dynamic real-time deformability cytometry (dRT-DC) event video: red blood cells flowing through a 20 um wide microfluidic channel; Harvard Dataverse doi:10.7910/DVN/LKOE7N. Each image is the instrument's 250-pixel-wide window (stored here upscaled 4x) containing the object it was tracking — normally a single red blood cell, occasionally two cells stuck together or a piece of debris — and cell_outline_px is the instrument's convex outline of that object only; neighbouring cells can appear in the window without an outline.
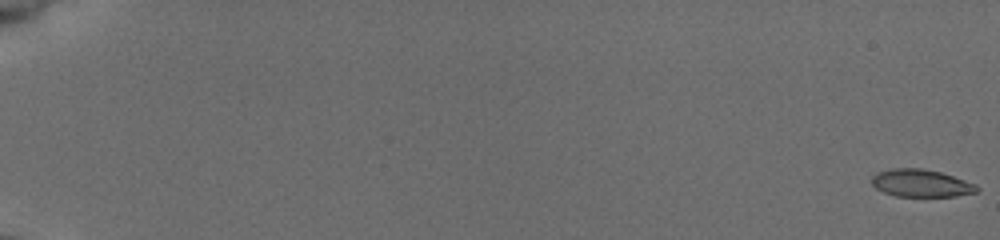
{"species": "common noctule bat (a hibernating species)", "species_latin": "Nyctalus noctula", "temperature_condition": "cold", "stored_images_in_passage": 56, "camera_frame_rate_fps": 3000, "um_per_image_px": 0.085, "animal": {"sex": "female", "body_mass_g": 19.5, "forearm_length_mm": 54.1}, "frame": {"image": 1, "passage_image": 1, "time_ms": 0.0, "image_size_px": [1000, 240], "cell_outline_px": [[980, 188], [976, 192], [956, 196], [896, 196], [884, 192], [876, 188], [872, 184], [872, 176], [880, 172], [892, 168], [920, 168], [940, 172], [976, 184]], "centroid_in_image_um": [78.3, 15.57], "position_along_channel_um": 6.7, "area_um2": 16.65}}
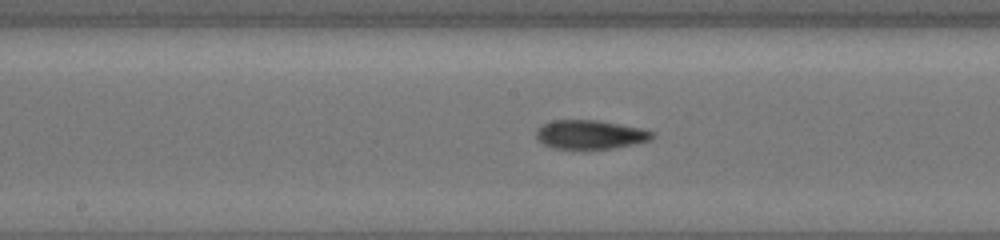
{"frame": {"image": 2, "passage_image": 32, "time_ms": 10.333, "image_size_px": [1000, 240], "cell_outline_px": [[652, 140], [612, 148], [552, 148], [544, 144], [536, 136], [536, 132], [544, 124], [552, 120], [596, 120], [640, 128], [652, 132]], "centroid_in_image_um": [50.15, 11.43], "position_along_channel_um": 198.0, "area_um2": 19.02}}
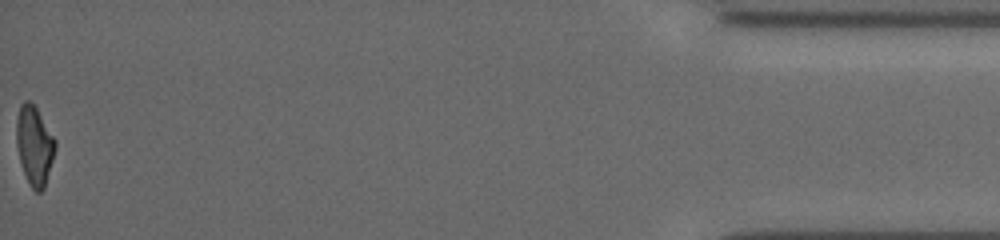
{"frame": {"image": 3, "passage_image": 56, "time_ms": 18.333, "image_size_px": [1000, 240], "cell_outline_px": [[56, 148], [44, 188], [40, 192], [36, 192], [32, 188], [24, 172], [20, 160], [16, 144], [16, 120], [20, 104], [24, 100], [28, 100], [36, 108], [56, 140]], "centroid_in_image_um": [2.92, 12.34], "position_along_channel_um": 432.3, "area_um2": 17.69}, "authors_computed_cell_mechanics": {"area_um2": 18.1203, "velocity_mm_per_s": 3.9298, "shape_relaxation_time_tau1_ms": 8.8518, "shape_relaxation_time_tau2_ms": 3.8054, "deformation_change_tau1": 0.2383, "deformation_change_tau2": 0.1019}}